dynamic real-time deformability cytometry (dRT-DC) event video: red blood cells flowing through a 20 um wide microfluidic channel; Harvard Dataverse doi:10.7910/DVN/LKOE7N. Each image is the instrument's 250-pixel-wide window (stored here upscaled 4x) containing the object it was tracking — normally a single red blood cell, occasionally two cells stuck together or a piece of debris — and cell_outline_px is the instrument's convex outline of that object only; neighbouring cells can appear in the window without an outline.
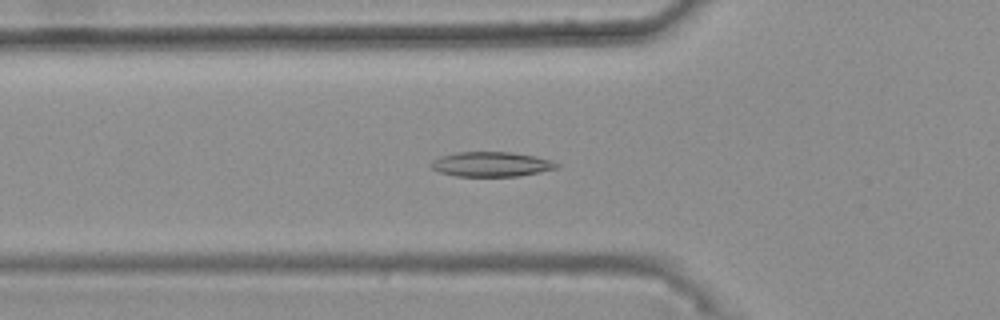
{"species": "common noctule bat (a hibernating species)", "species_latin": "Nyctalus noctula", "temperature_condition": "warm", "stored_images_in_passage": 43, "camera_frame_rate_fps": 3000, "um_per_image_px": 0.085, "animal": {"sex": "female", "body_mass_g": 25.1}, "frame": {"image": 1, "passage_image": 18, "time_ms": 5.667, "image_size_px": [1000, 320], "cell_outline_px": [[560, 164], [556, 168], [540, 172], [520, 176], [456, 176], [440, 172], [432, 168], [428, 164], [432, 160], [440, 156], [456, 152], [512, 152], [536, 156], [552, 160]], "centroid_in_image_um": [41.75, 13.95], "position_along_channel_um": 84.0, "area_um2": 18.26}}
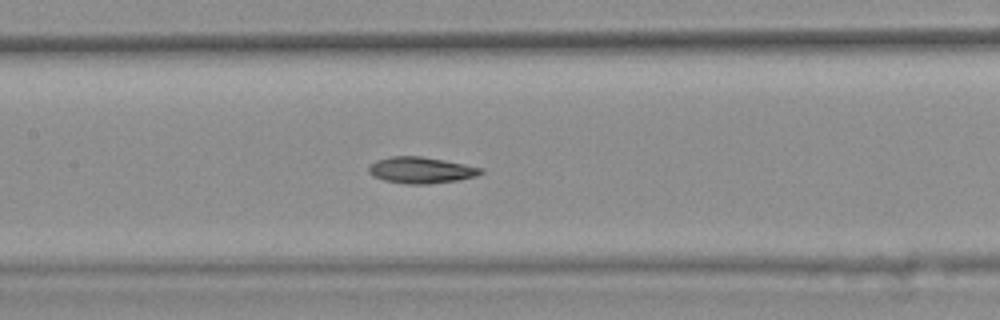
{"frame": {"image": 2, "passage_image": 25, "time_ms": 8.0, "image_size_px": [1000, 320], "cell_outline_px": [[484, 172], [476, 176], [456, 180], [428, 184], [408, 184], [384, 180], [372, 176], [368, 172], [368, 168], [376, 160], [392, 156], [420, 156], [444, 160], [484, 168]], "centroid_in_image_um": [35.79, 14.46], "position_along_channel_um": 171.6, "area_um2": 17.11}}
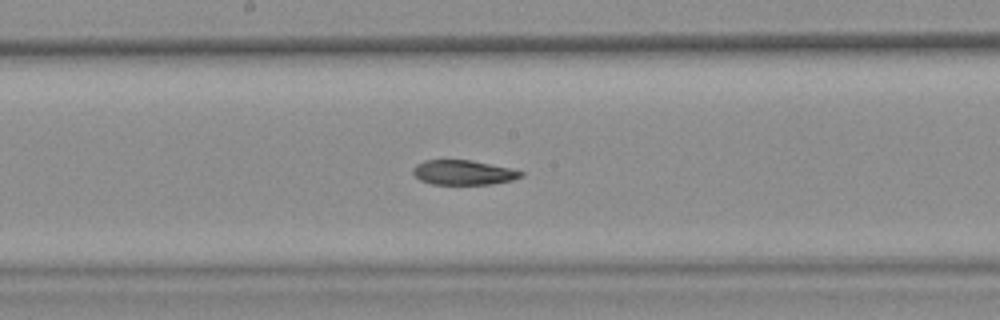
{"frame": {"image": 3, "passage_image": 28, "time_ms": 9.0, "image_size_px": [1000, 320], "cell_outline_px": [[524, 176], [512, 180], [492, 184], [432, 184], [420, 180], [412, 172], [412, 168], [416, 164], [424, 160], [472, 160], [508, 168], [524, 172]], "centroid_in_image_um": [39.37, 14.66], "position_along_channel_um": 208.8, "area_um2": 15.49}, "authors_computed_cell_mechanics": {"area_um2": 17.3978, "velocity_mm_per_s": 3.73, "shape_relaxation_time_tau1_ms": null, "shape_relaxation_time_tau2_ms": 8.2309, "deformation_change_tau1": null, "deformation_change_tau2": 0.1468}}